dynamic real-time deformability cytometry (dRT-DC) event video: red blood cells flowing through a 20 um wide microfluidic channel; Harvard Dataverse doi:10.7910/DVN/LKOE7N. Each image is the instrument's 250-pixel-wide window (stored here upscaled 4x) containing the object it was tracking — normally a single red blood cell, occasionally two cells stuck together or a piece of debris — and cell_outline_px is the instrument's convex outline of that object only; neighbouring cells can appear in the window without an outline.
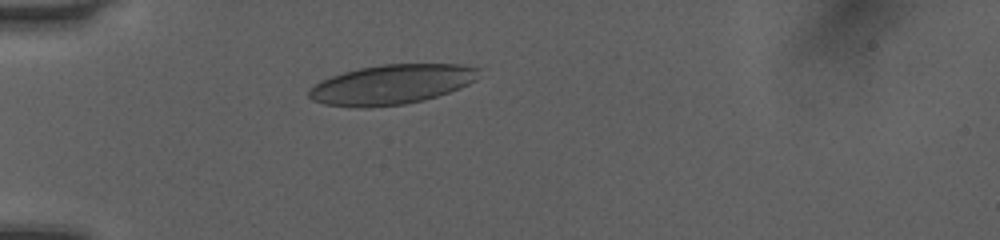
{"species": "human", "species_latin": "Homo sapiens", "temperature_condition": "room temperature", "stored_images_in_passage": 18, "camera_frame_rate_fps": 3000, "um_per_image_px": 0.085, "donor": {"sex": "female"}, "frame": {"image": 1, "passage_image": 1, "time_ms": 0.0, "image_size_px": [1000, 240], "cell_outline_px": [[480, 68], [476, 80], [460, 88], [424, 100], [404, 104], [372, 108], [360, 108], [324, 104], [312, 100], [308, 96], [308, 88], [332, 76], [344, 72], [360, 68], [380, 64], [460, 64]], "centroid_in_image_um": [33.28, 7.19], "position_along_channel_um": 51.7, "area_um2": 39.36}}
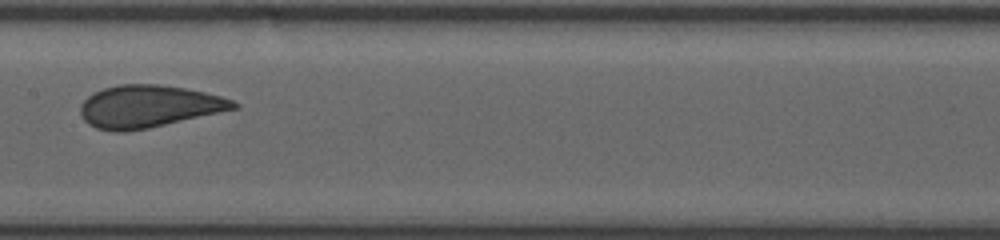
{"frame": {"image": 2, "passage_image": 11, "time_ms": 3.333, "image_size_px": [1000, 240], "cell_outline_px": [[240, 108], [148, 128], [124, 132], [112, 132], [96, 128], [88, 124], [80, 116], [80, 104], [92, 92], [104, 88], [120, 84], [160, 84], [184, 88], [204, 92], [220, 96], [232, 100], [240, 104]], "centroid_in_image_um": [12.61, 9.05], "position_along_channel_um": 194.8, "area_um2": 37.97}}
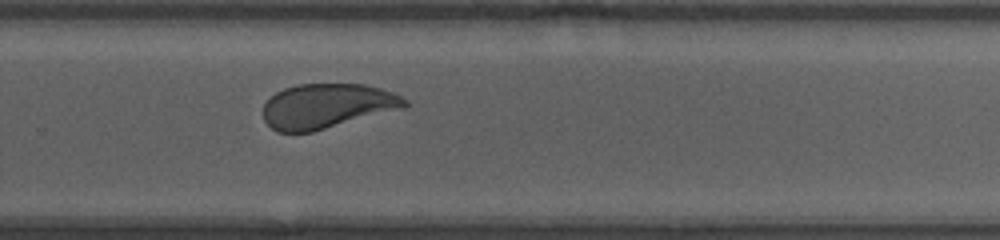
{"frame": {"image": 3, "passage_image": 18, "time_ms": 5.667, "image_size_px": [1000, 240], "cell_outline_px": [[408, 104], [404, 108], [312, 132], [276, 132], [264, 120], [264, 104], [276, 92], [284, 88], [300, 84], [364, 84], [380, 88], [392, 92], [408, 100]], "centroid_in_image_um": [27.8, 9.01], "position_along_channel_um": 302.0, "area_um2": 36.76}}